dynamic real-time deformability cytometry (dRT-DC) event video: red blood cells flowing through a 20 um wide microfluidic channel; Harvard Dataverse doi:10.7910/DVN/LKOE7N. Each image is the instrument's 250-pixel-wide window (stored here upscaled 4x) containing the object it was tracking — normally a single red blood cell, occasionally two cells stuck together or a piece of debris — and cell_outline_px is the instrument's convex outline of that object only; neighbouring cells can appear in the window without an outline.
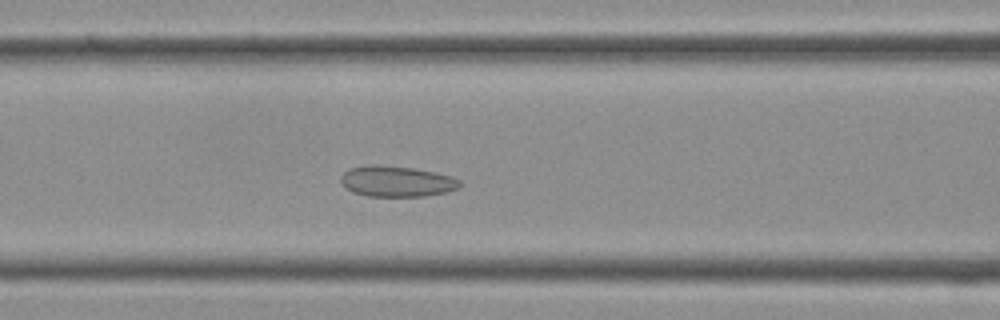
{"species": "Egyptian fruit bat (a non-hibernating species)", "species_latin": "Rousettus aegyptiacus", "temperature_condition": "cold", "stored_images_in_passage": 36, "camera_frame_rate_fps": 3000, "um_per_image_px": 0.085, "frame": {"image": 1, "passage_image": 13, "time_ms": 4.0, "image_size_px": [1000, 320], "cell_outline_px": [[464, 184], [460, 188], [448, 192], [424, 196], [368, 196], [352, 192], [344, 188], [340, 180], [340, 176], [348, 168], [372, 164], [412, 168], [452, 176], [460, 180]], "centroid_in_image_um": [33.72, 15.42], "position_along_channel_um": 132.9, "area_um2": 21.56}}
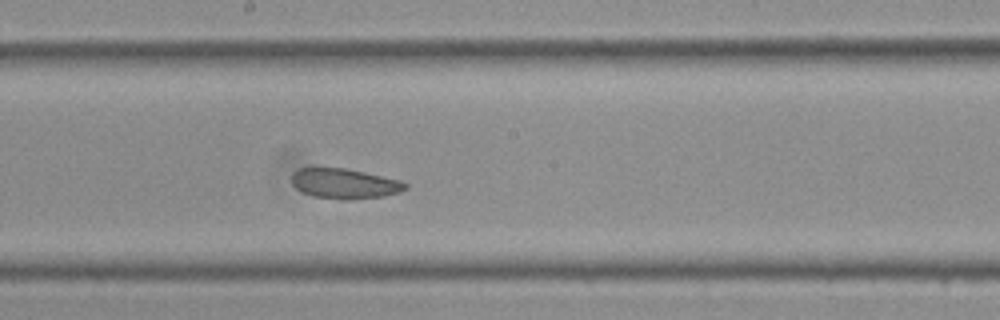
{"frame": {"image": 2, "passage_image": 18, "time_ms": 5.667, "image_size_px": [1000, 320], "cell_outline_px": [[408, 188], [400, 192], [384, 196], [348, 200], [344, 200], [312, 196], [300, 192], [292, 184], [292, 172], [296, 168], [344, 168], [364, 172], [400, 180], [408, 184]], "centroid_in_image_um": [29.27, 15.61], "position_along_channel_um": 218.9, "area_um2": 20.11}}
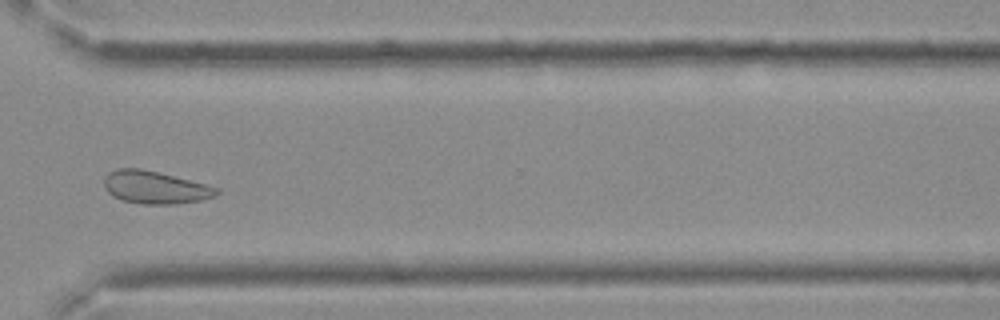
{"frame": {"image": 3, "passage_image": 26, "time_ms": 8.333, "image_size_px": [1000, 320], "cell_outline_px": [[220, 192], [216, 196], [204, 200], [176, 204], [144, 204], [124, 200], [112, 196], [104, 188], [104, 176], [108, 172], [116, 168], [140, 168], [160, 172], [220, 188]], "centroid_in_image_um": [13.19, 15.92], "position_along_channel_um": 357.4, "area_um2": 21.68}}